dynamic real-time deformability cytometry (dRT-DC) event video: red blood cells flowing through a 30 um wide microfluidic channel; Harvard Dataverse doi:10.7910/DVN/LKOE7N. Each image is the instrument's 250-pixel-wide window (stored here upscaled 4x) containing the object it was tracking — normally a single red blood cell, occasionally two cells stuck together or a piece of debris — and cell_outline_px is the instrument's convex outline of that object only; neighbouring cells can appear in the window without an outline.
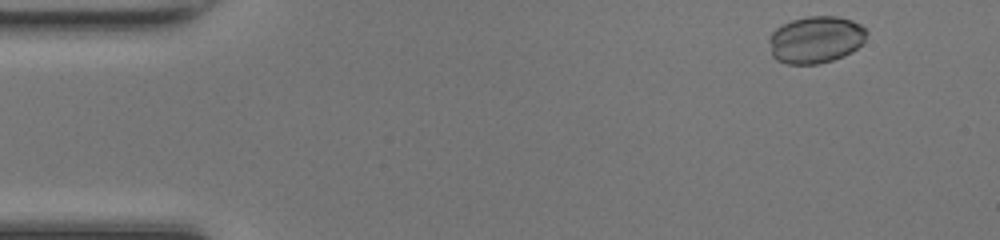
{"species": "common noctule bat (a hibernating species)", "species_latin": "Nyctalus noctula", "temperature_condition": "room temperature", "stored_images_in_passage": 46, "camera_frame_rate_fps": 3000, "um_per_image_px": 0.085, "animal": {"sex": "female", "body_mass_g": 17.0, "forearm_length_mm": 48.0}, "frame": {"image": 1, "passage_image": 2, "time_ms": 0.333, "image_size_px": [1000, 240], "cell_outline_px": [[868, 32], [864, 40], [852, 52], [844, 56], [832, 60], [816, 64], [788, 64], [776, 60], [772, 56], [768, 40], [772, 32], [776, 28], [792, 20], [808, 16], [836, 16], [852, 20], [860, 24]], "centroid_in_image_um": [69.32, 3.37], "position_along_channel_um": 15.7, "area_um2": 26.76}}
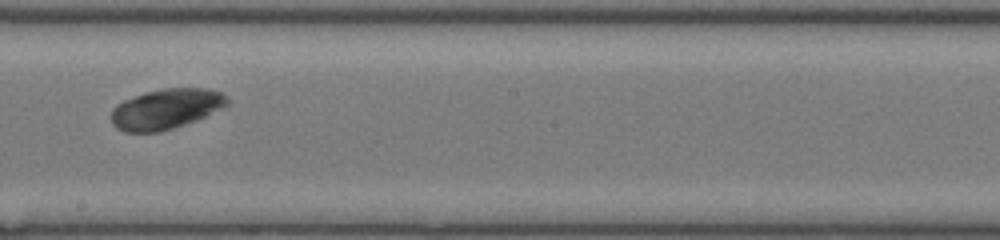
{"frame": {"image": 2, "passage_image": 25, "time_ms": 8.0, "image_size_px": [1000, 240], "cell_outline_px": [[228, 104], [196, 120], [160, 132], [124, 132], [116, 128], [112, 124], [112, 108], [116, 104], [124, 100], [148, 92], [164, 88], [208, 88], [220, 92], [228, 100]], "centroid_in_image_um": [14.07, 9.26], "position_along_channel_um": 234.1, "area_um2": 26.82}}
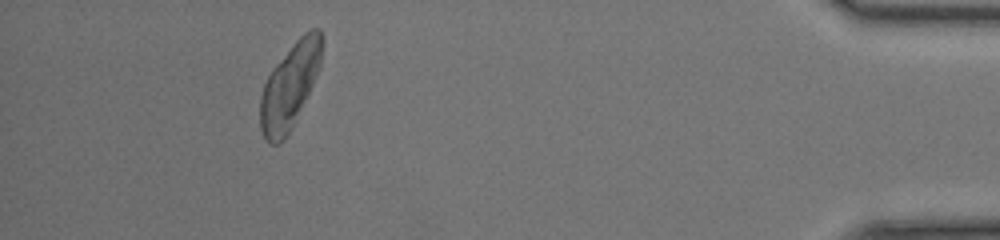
{"frame": {"image": 3, "passage_image": 42, "time_ms": 13.667, "image_size_px": [1000, 240], "cell_outline_px": [[324, 40], [320, 68], [292, 128], [284, 140], [280, 144], [272, 144], [264, 140], [260, 128], [260, 96], [264, 84], [272, 68], [296, 40], [304, 32], [312, 28], [320, 28], [324, 36]], "centroid_in_image_um": [24.64, 7.29], "position_along_channel_um": 410.6, "area_um2": 30.92}}